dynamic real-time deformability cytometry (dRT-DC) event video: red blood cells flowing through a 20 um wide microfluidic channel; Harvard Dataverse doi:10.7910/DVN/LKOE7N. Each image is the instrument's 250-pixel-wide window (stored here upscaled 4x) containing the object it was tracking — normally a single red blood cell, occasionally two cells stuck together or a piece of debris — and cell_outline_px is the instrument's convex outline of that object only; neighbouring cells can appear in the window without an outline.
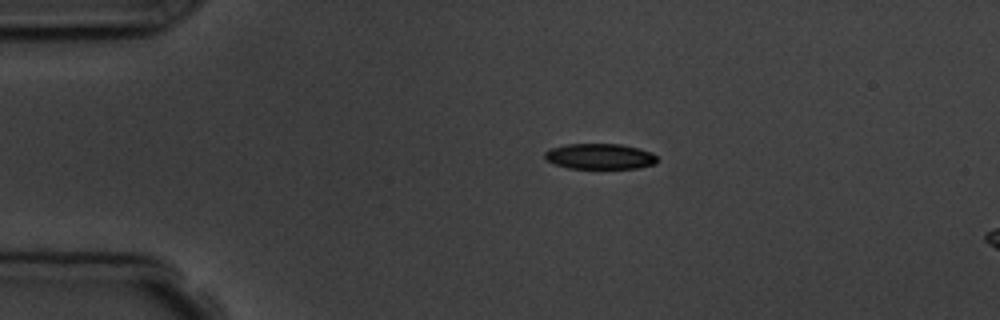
{"species": "common noctule bat (a hibernating species)", "species_latin": "Nyctalus noctula", "temperature_condition": "room temperature", "stored_images_in_passage": 8, "camera_frame_rate_fps": 3000, "um_per_image_px": 0.085, "animal": {"sex": "male", "body_mass_g": 19.5, "forearm_length_mm": 54.6}, "frame": {"image": 1, "passage_image": 1, "time_ms": 0.0, "image_size_px": [1000, 320], "cell_outline_px": [[656, 164], [636, 168], [568, 168], [556, 164], [548, 160], [544, 156], [544, 152], [552, 148], [564, 144], [620, 144], [640, 148], [652, 152], [656, 156]], "centroid_in_image_um": [51.01, 13.28], "position_along_channel_um": 34.0, "area_um2": 16.7}}
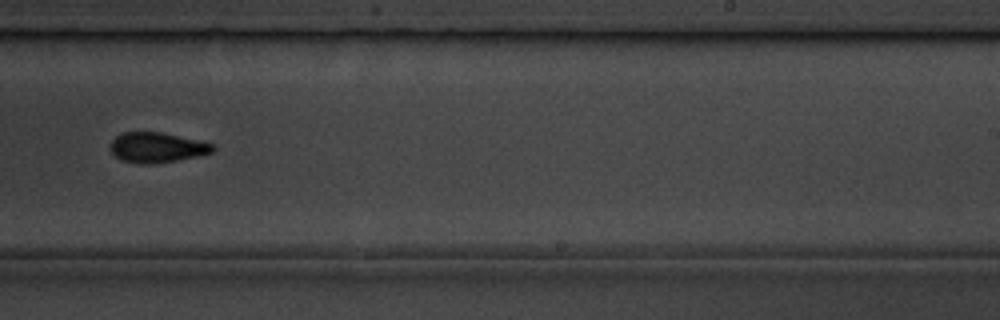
{"frame": {"image": 2, "passage_image": 8, "time_ms": 7.667, "image_size_px": [1000, 320], "cell_outline_px": [[216, 148], [212, 152], [196, 156], [176, 160], [152, 164], [136, 164], [120, 160], [112, 152], [112, 140], [116, 136], [124, 132], [160, 132], [196, 140], [212, 144]], "centroid_in_image_um": [13.31, 12.55], "position_along_channel_um": 275.7, "area_um2": 17.69}}